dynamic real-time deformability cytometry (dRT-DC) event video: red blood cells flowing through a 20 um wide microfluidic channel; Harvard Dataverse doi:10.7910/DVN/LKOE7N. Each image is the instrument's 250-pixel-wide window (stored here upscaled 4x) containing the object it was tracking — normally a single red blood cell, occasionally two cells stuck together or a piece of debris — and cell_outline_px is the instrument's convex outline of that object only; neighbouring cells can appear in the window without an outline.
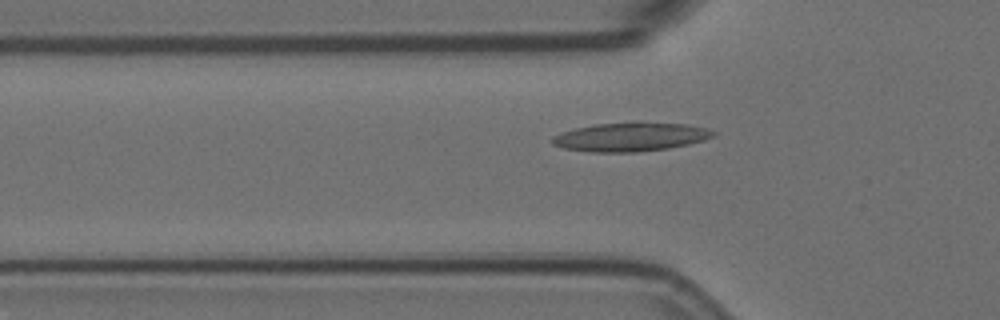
{"species": "Egyptian fruit bat (a non-hibernating species)", "species_latin": "Rousettus aegyptiacus", "temperature_condition": "room temperature", "stored_images_in_passage": 51, "camera_frame_rate_fps": 3000, "um_per_image_px": 0.085, "animal": {"sex": "female"}, "frame": {"image": 1, "passage_image": 12, "time_ms": 3.667, "image_size_px": [1000, 320], "cell_outline_px": [[716, 136], [704, 140], [688, 144], [668, 148], [636, 152], [592, 152], [564, 148], [552, 144], [552, 136], [576, 128], [596, 124], [636, 120], [688, 124], [708, 128], [716, 132]], "centroid_in_image_um": [53.66, 11.6], "position_along_channel_um": 72.1, "area_um2": 27.57}}
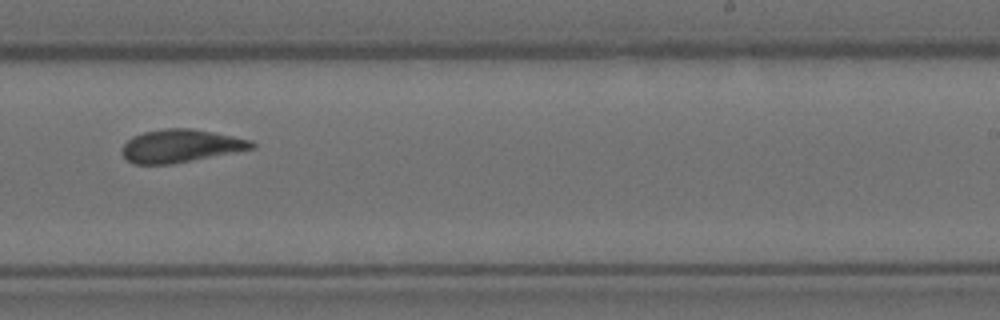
{"frame": {"image": 2, "passage_image": 29, "time_ms": 9.333, "image_size_px": [1000, 320], "cell_outline_px": [[256, 148], [236, 152], [172, 164], [132, 164], [124, 156], [124, 144], [132, 136], [144, 132], [164, 128], [192, 128], [252, 140], [256, 144]], "centroid_in_image_um": [15.39, 12.4], "position_along_channel_um": 273.6, "area_um2": 24.8}}
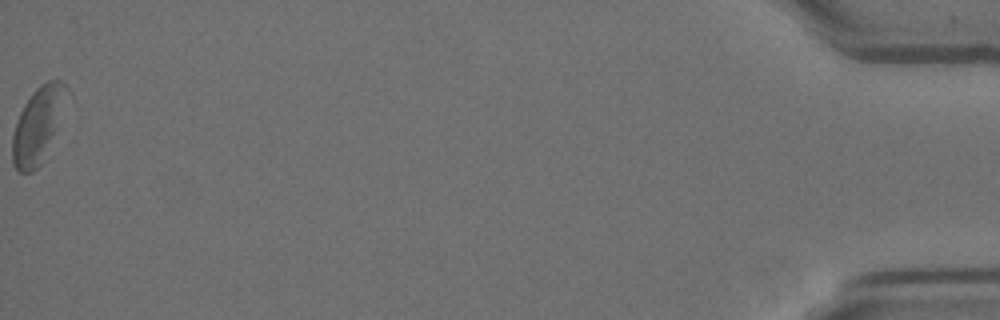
{"frame": {"image": 3, "passage_image": 51, "time_ms": 16.667, "image_size_px": [1000, 320], "cell_outline_px": [[72, 96], [40, 164], [32, 172], [20, 172], [12, 164], [12, 136], [20, 112], [24, 104], [32, 92], [40, 84], [48, 80], [64, 80]], "centroid_in_image_um": [3.28, 10.53], "position_along_channel_um": 431.9, "area_um2": 24.28}, "authors_computed_cell_mechanics": {"area_um2": 24.854, "velocity_mm_per_s": 3.5513, "shape_relaxation_time_tau1_ms": 11.3907, "shape_relaxation_time_tau2_ms": 3.5671, "deformation_change_tau1": 0.2305, "deformation_change_tau2": 0.1124}}